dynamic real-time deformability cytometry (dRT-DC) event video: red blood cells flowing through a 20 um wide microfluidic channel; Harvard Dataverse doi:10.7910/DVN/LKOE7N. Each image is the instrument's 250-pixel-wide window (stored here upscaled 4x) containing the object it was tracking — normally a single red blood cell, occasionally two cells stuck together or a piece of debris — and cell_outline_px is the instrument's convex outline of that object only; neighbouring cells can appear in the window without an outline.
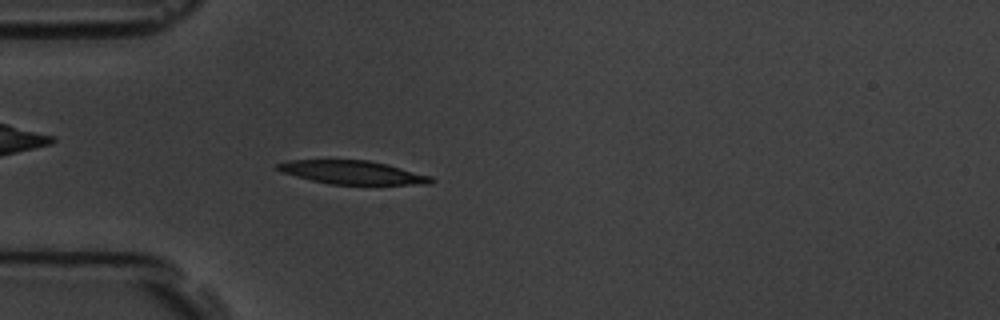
{"species": "common noctule bat (a hibernating species)", "species_latin": "Nyctalus noctula", "temperature_condition": "room temperature", "stored_images_in_passage": 6, "camera_frame_rate_fps": 3000, "um_per_image_px": 0.085, "animal": {"sex": "male", "body_mass_g": 19.5, "forearm_length_mm": 54.6}, "frame": {"image": 1, "passage_image": 6, "time_ms": 6.0, "image_size_px": [1000, 320], "cell_outline_px": [[436, 180], [432, 184], [328, 184], [280, 172], [276, 168], [276, 164], [288, 160], [368, 160], [388, 164], [432, 176]], "centroid_in_image_um": [29.98, 14.65], "position_along_channel_um": 55.0, "area_um2": 21.04}}